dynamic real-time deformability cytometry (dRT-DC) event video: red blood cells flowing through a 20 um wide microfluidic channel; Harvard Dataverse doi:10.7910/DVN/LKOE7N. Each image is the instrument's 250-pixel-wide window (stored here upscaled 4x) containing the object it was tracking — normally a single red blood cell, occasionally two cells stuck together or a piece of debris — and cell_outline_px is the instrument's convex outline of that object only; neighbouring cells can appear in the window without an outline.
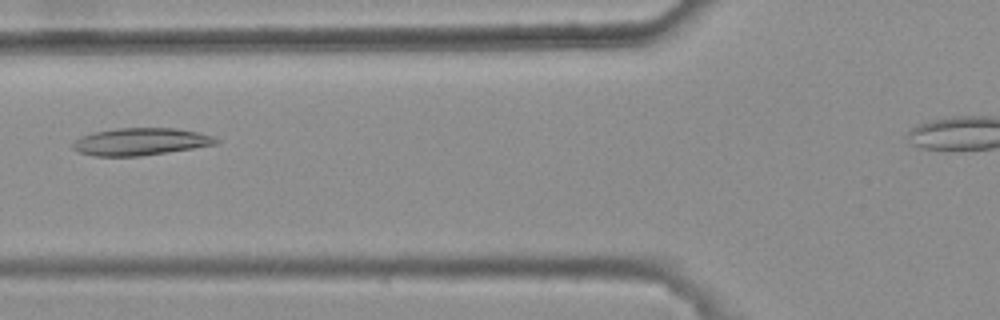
{"species": "common noctule bat (a hibernating species)", "species_latin": "Nyctalus noctula", "temperature_condition": "warm", "stored_images_in_passage": 4, "camera_frame_rate_fps": 3000, "um_per_image_px": 0.085, "animal": {"sex": "female", "body_mass_g": 25.1}, "frame": {"image": 1, "passage_image": 3, "time_ms": 0.667, "image_size_px": [1000, 320], "cell_outline_px": [[220, 140], [216, 144], [192, 148], [140, 156], [96, 156], [80, 152], [72, 148], [72, 144], [80, 136], [92, 132], [116, 128], [176, 128], [200, 132], [212, 136]], "centroid_in_image_um": [11.93, 12.03], "position_along_channel_um": 113.9, "area_um2": 22.72}}
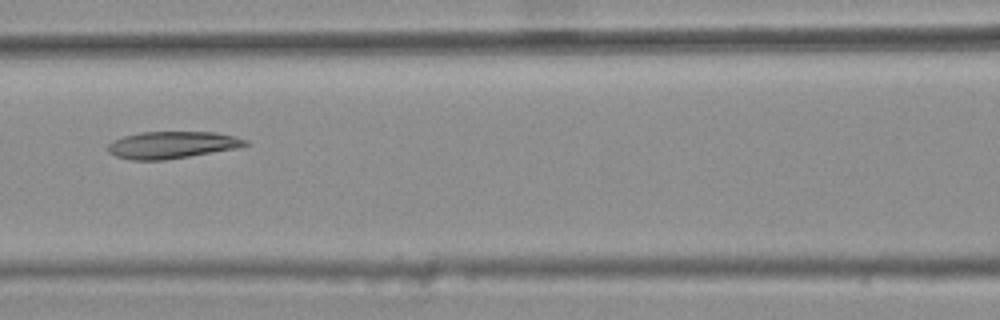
{"frame": {"image": 2, "passage_image": 4, "time_ms": 1.0, "image_size_px": [1000, 320], "cell_outline_px": [[248, 144], [236, 148], [164, 160], [132, 160], [116, 156], [108, 152], [108, 144], [112, 140], [124, 136], [140, 132], [216, 132], [248, 140]], "centroid_in_image_um": [14.57, 12.31], "position_along_channel_um": 152.0, "area_um2": 21.44}}